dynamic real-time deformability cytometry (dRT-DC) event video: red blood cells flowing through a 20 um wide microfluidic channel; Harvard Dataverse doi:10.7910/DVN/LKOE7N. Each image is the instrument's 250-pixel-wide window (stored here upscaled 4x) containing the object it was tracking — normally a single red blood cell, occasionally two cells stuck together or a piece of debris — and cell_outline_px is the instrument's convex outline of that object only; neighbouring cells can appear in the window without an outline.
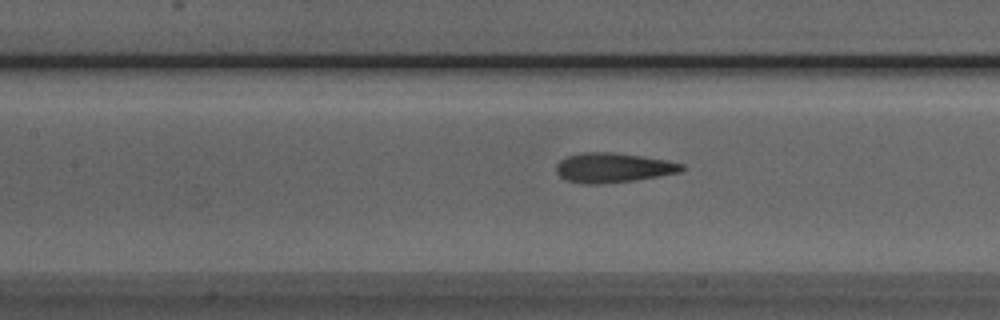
{"species": "Egyptian fruit bat (a non-hibernating species)", "species_latin": "Rousettus aegyptiacus", "temperature_condition": "room temperature", "stored_images_in_passage": 20, "camera_frame_rate_fps": 3000, "um_per_image_px": 0.085, "animal": {"sex": "male"}, "frame": {"image": 1, "passage_image": 17, "time_ms": 5.333, "image_size_px": [1000, 320], "cell_outline_px": [[684, 168], [680, 172], [632, 180], [596, 184], [584, 184], [564, 180], [556, 172], [556, 164], [560, 160], [568, 156], [584, 152], [616, 152], [668, 160], [684, 164]], "centroid_in_image_um": [52.08, 14.24], "position_along_channel_um": 155.3, "area_um2": 21.62}}